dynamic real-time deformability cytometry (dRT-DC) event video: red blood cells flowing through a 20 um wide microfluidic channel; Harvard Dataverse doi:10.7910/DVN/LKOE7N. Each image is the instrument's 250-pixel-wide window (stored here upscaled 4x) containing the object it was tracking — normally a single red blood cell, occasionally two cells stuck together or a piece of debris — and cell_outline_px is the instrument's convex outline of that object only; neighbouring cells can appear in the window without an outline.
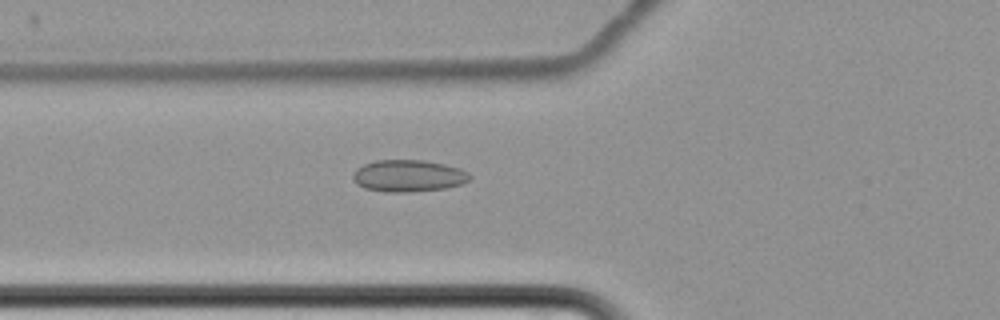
{"species": "common noctule bat (a hibernating species)", "species_latin": "Nyctalus noctula", "temperature_condition": "cold", "stored_images_in_passage": 7, "camera_frame_rate_fps": 3000, "um_per_image_px": 0.085, "animal": {"sex": "female", "body_mass_g": 22.7, "forearm_length_mm": 54.2}, "frame": {"image": 1, "passage_image": 7, "time_ms": 7.333, "image_size_px": [1000, 320], "cell_outline_px": [[472, 176], [468, 180], [460, 184], [444, 188], [408, 192], [384, 192], [364, 188], [356, 184], [352, 180], [352, 176], [356, 168], [364, 164], [376, 160], [424, 160], [444, 164], [460, 168], [468, 172]], "centroid_in_image_um": [34.67, 14.94], "position_along_channel_um": 91.1, "area_um2": 21.79}}